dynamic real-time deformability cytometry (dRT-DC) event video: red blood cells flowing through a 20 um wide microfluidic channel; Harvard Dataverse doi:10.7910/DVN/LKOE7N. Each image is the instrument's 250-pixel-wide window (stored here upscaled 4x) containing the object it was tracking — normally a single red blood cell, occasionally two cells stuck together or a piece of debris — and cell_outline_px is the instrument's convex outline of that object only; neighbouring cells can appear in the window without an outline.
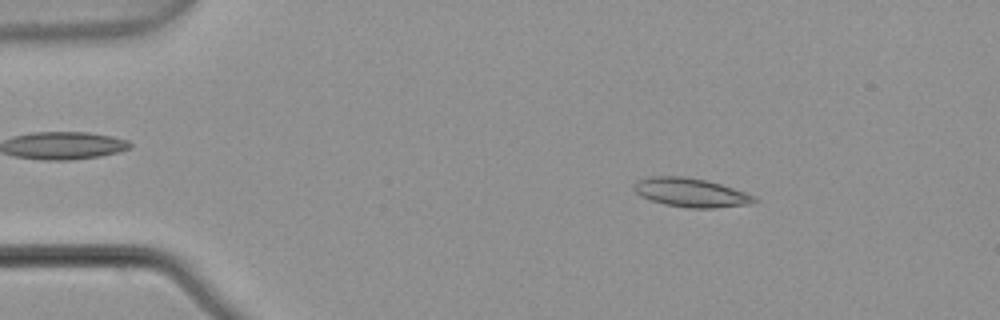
{"species": "common noctule bat (a hibernating species)", "species_latin": "Nyctalus noctula", "temperature_condition": "warm", "stored_images_in_passage": 3, "camera_frame_rate_fps": 3000, "um_per_image_px": 0.085, "animal": {"sex": "male", "body_mass_g": 21.5, "forearm_length_mm": 52.0}, "frame": {"image": 1, "passage_image": 1, "time_ms": 0.0, "image_size_px": [1000, 320], "cell_outline_px": [[760, 200], [748, 204], [712, 208], [688, 208], [664, 204], [640, 196], [632, 188], [632, 184], [636, 180], [652, 176], [684, 176], [708, 180], [756, 196]], "centroid_in_image_um": [58.69, 16.36], "position_along_channel_um": 26.3, "area_um2": 20.35}}